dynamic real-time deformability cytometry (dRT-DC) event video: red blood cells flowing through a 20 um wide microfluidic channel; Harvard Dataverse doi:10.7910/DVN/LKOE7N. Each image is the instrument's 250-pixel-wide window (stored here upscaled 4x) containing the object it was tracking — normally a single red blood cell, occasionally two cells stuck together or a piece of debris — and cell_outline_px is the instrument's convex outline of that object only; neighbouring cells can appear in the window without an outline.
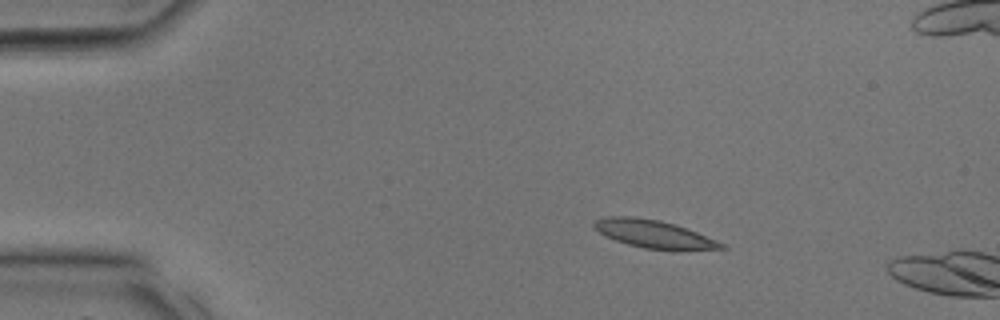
{"species": "common noctule bat (a hibernating species)", "species_latin": "Nyctalus noctula", "temperature_condition": "room temperature", "stored_images_in_passage": 3, "camera_frame_rate_fps": 3000, "um_per_image_px": 0.085, "animal": {"sex": "male", "body_mass_g": 17.9, "forearm_length_mm": 54.2}, "frame": {"image": 1, "passage_image": 1, "time_ms": 0.0, "image_size_px": [1000, 320], "cell_outline_px": [[728, 248], [644, 248], [628, 244], [616, 240], [600, 232], [592, 224], [596, 220], [604, 216], [632, 216], [660, 220], [676, 224], [716, 240], [724, 244]], "centroid_in_image_um": [55.5, 19.84], "position_along_channel_um": 29.5, "area_um2": 19.77}}